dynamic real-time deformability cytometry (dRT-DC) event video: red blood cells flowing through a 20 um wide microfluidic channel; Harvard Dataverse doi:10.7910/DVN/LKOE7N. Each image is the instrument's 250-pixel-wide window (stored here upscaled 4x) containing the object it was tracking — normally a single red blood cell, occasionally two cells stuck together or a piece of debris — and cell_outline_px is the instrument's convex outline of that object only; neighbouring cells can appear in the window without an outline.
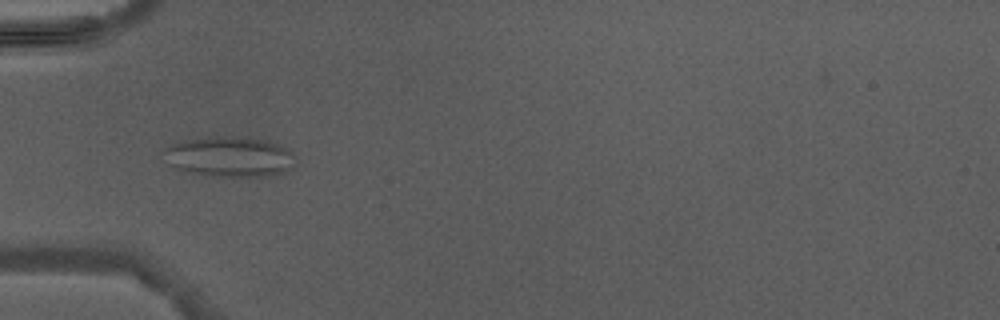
{"species": "Egyptian fruit bat (a non-hibernating species)", "species_latin": "Rousettus aegyptiacus", "temperature_condition": "warm", "stored_images_in_passage": 3, "camera_frame_rate_fps": 3000, "um_per_image_px": 0.085, "animal": {"sex": "male"}, "frame": {"image": 1, "passage_image": 3, "time_ms": 2.333, "image_size_px": [1000, 320], "cell_outline_px": [[292, 168], [276, 176], [216, 176], [192, 172], [176, 168], [172, 164], [164, 148], [172, 144], [184, 140], [216, 136], [232, 136], [264, 140], [276, 144], [284, 148], [288, 152]], "centroid_in_image_um": [19.51, 13.32], "position_along_channel_um": 65.5, "area_um2": 29.82}}